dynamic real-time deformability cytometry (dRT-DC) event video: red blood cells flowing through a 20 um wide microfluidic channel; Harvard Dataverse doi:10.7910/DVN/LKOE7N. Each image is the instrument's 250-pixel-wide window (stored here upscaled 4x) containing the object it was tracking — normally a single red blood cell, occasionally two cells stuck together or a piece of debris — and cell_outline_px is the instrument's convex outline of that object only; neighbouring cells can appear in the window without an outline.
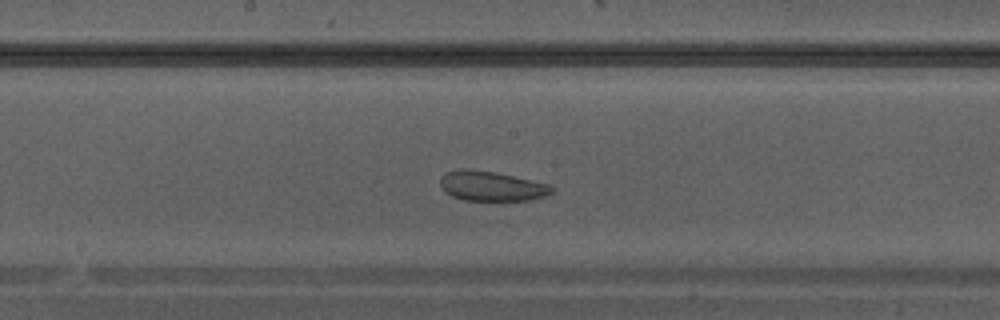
{"species": "Egyptian fruit bat (a non-hibernating species)", "species_latin": "Rousettus aegyptiacus", "temperature_condition": "warm", "stored_images_in_passage": 32, "camera_frame_rate_fps": 3000, "um_per_image_px": 0.085, "animal": {"sex": "male"}, "frame": {"image": 1, "passage_image": 14, "time_ms": 4.333, "image_size_px": [1000, 320], "cell_outline_px": [[556, 188], [548, 196], [532, 200], [464, 200], [452, 196], [444, 192], [440, 184], [440, 176], [444, 172], [460, 168], [468, 168], [496, 172], [552, 184]], "centroid_in_image_um": [41.81, 15.8], "position_along_channel_um": 206.4, "area_um2": 19.88}}